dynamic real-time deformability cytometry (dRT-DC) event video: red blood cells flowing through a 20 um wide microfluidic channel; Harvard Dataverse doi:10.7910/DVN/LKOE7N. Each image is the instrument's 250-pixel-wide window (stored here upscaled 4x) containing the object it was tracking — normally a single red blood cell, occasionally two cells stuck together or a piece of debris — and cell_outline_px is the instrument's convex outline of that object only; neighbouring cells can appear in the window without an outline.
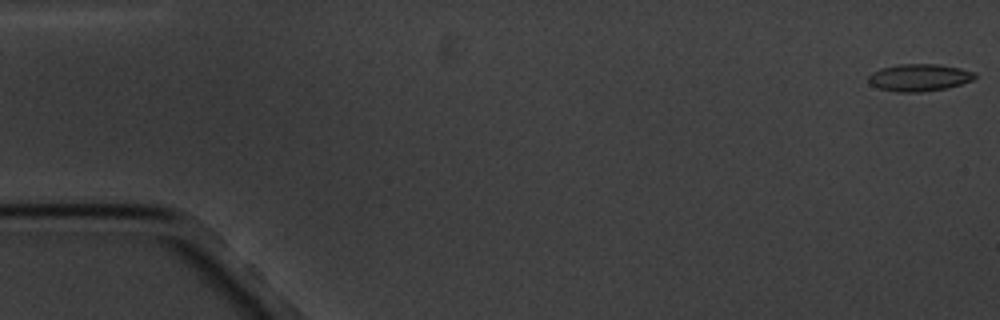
{"species": "common noctule bat (a hibernating species)", "species_latin": "Nyctalus noctula", "temperature_condition": "cold", "stored_images_in_passage": 7, "camera_frame_rate_fps": 3000, "um_per_image_px": 0.085, "animal": {"sex": "male", "body_mass_g": 20.1, "forearm_length_mm": 53.5}, "frame": {"image": 1, "passage_image": 1, "time_ms": 0.0, "image_size_px": [1000, 320], "cell_outline_px": [[976, 76], [972, 80], [960, 84], [944, 88], [920, 92], [896, 92], [880, 88], [868, 84], [868, 76], [872, 72], [880, 68], [900, 64], [940, 64], [960, 68], [976, 72]], "centroid_in_image_um": [78.11, 6.58], "position_along_channel_um": 6.9, "area_um2": 16.88}}
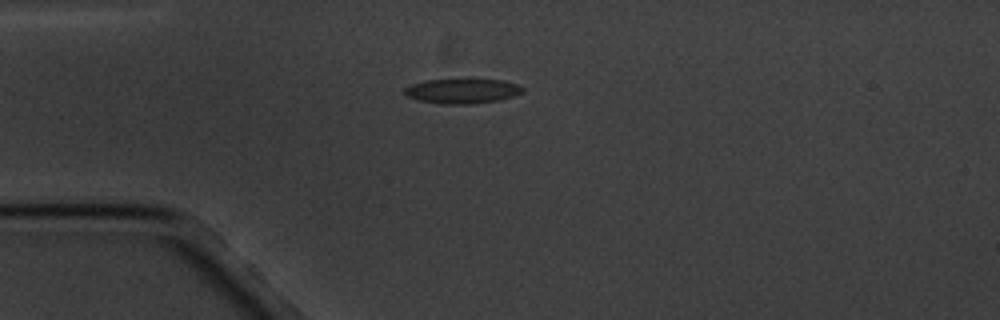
{"frame": {"image": 2, "passage_image": 5, "time_ms": 4.667, "image_size_px": [1000, 320], "cell_outline_px": [[524, 92], [500, 100], [472, 104], [440, 104], [416, 100], [404, 96], [404, 88], [412, 84], [424, 80], [500, 80], [520, 84], [524, 88]], "centroid_in_image_um": [39.27, 7.75], "position_along_channel_um": 45.7, "area_um2": 17.17}}
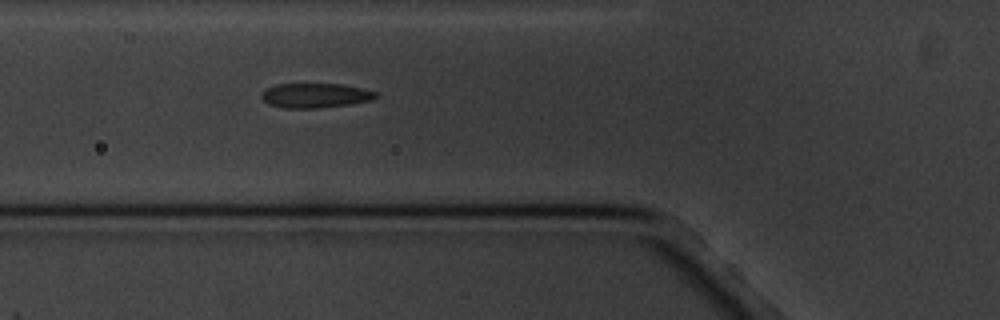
{"frame": {"image": 3, "passage_image": 7, "time_ms": 6.667, "image_size_px": [1000, 320], "cell_outline_px": [[376, 96], [372, 100], [348, 104], [320, 108], [284, 108], [268, 104], [260, 96], [260, 92], [276, 84], [340, 84], [360, 88], [376, 92]], "centroid_in_image_um": [26.74, 8.12], "position_along_channel_um": 99.1, "area_um2": 16.24}}